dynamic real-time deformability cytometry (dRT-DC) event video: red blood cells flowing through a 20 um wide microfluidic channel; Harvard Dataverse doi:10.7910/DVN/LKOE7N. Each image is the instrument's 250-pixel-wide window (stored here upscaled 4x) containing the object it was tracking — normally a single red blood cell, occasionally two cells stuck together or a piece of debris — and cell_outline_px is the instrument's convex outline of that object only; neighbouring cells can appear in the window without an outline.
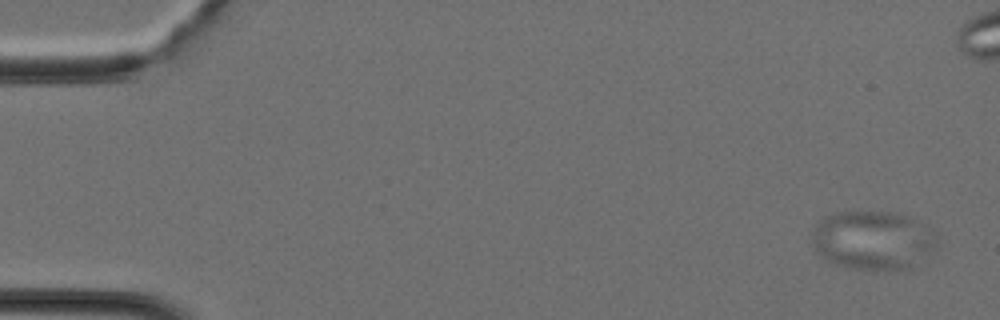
{"species": "Egyptian fruit bat (a non-hibernating species)", "species_latin": "Rousettus aegyptiacus", "temperature_condition": "cold", "stored_images_in_passage": 41, "camera_frame_rate_fps": 3000, "um_per_image_px": 0.085, "animal": {"sex": "female"}, "frame": {"image": 1, "passage_image": 1, "time_ms": 0.0, "image_size_px": [1000, 320], "cell_outline_px": [[940, 248], [912, 268], [904, 272], [884, 272], [852, 268], [836, 264], [828, 260], [812, 244], [812, 232], [816, 224], [824, 216], [832, 212], [888, 212], [904, 216], [912, 220], [936, 236], [940, 244]], "centroid_in_image_um": [74.24, 20.49], "position_along_channel_um": 10.8, "area_um2": 43.29}}
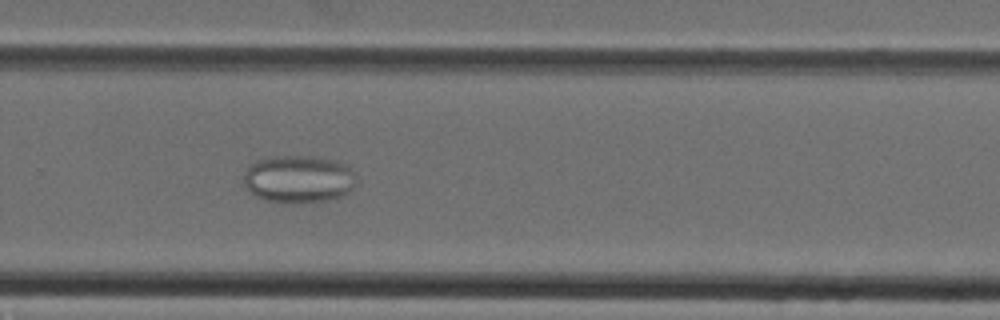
{"frame": {"image": 2, "passage_image": 27, "time_ms": 8.667, "image_size_px": [1000, 320], "cell_outline_px": [[352, 188], [348, 192], [340, 196], [328, 200], [264, 200], [248, 192], [244, 188], [244, 172], [256, 160], [272, 156], [308, 156], [336, 160], [344, 164], [352, 172]], "centroid_in_image_um": [25.3, 15.17], "position_along_channel_um": 304.5, "area_um2": 30.23}}
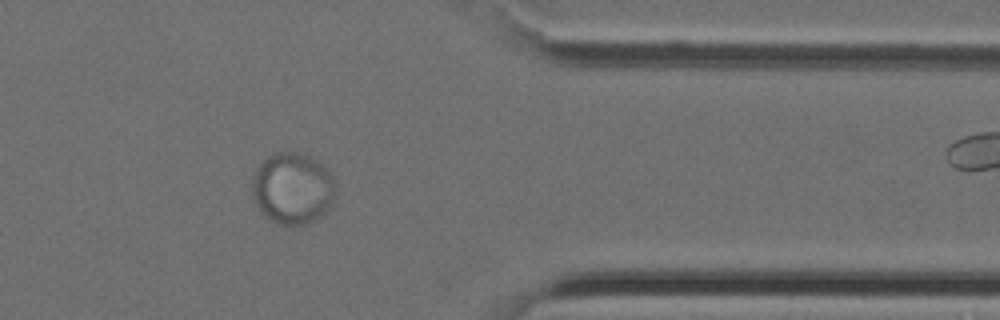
{"frame": {"image": 3, "passage_image": 33, "time_ms": 10.667, "image_size_px": [1000, 320], "cell_outline_px": [[336, 192], [332, 204], [320, 216], [304, 224], [276, 224], [268, 220], [264, 216], [256, 204], [252, 196], [252, 176], [256, 168], [268, 156], [276, 152], [296, 152], [308, 156], [316, 160], [336, 180]], "centroid_in_image_um": [24.85, 16.01], "position_along_channel_um": 386.6, "area_um2": 34.8}}